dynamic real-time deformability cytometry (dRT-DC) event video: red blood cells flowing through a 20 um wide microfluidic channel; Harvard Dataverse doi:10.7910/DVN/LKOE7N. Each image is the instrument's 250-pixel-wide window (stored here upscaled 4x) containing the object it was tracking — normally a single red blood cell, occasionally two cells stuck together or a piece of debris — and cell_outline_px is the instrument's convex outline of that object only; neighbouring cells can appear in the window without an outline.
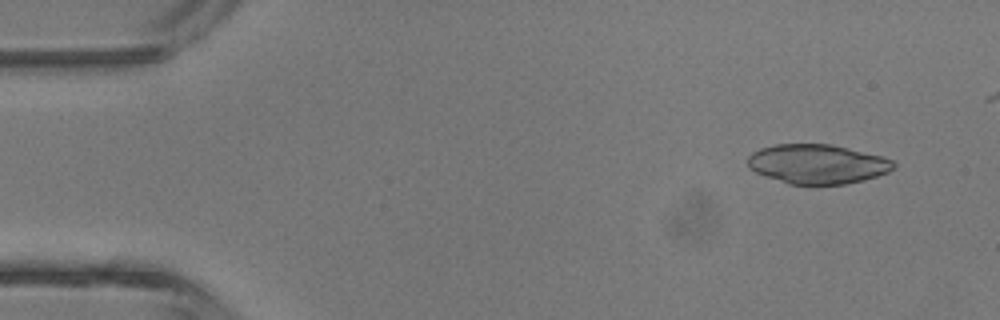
{"species": "common noctule bat (a hibernating species)", "species_latin": "Nyctalus noctula", "temperature_condition": "room temperature", "stored_images_in_passage": 5, "camera_frame_rate_fps": 3000, "um_per_image_px": 0.085, "animal": {"sex": "male", "body_mass_g": 13.3}, "frame": {"image": 1, "passage_image": 1, "time_ms": 0.0, "image_size_px": [1000, 320], "cell_outline_px": [[896, 168], [888, 172], [864, 180], [844, 184], [788, 184], [756, 172], [748, 168], [748, 156], [752, 152], [760, 148], [776, 144], [828, 144], [880, 156], [892, 160], [896, 164]], "centroid_in_image_um": [69.46, 13.94], "position_along_channel_um": 15.5, "area_um2": 33.23}}